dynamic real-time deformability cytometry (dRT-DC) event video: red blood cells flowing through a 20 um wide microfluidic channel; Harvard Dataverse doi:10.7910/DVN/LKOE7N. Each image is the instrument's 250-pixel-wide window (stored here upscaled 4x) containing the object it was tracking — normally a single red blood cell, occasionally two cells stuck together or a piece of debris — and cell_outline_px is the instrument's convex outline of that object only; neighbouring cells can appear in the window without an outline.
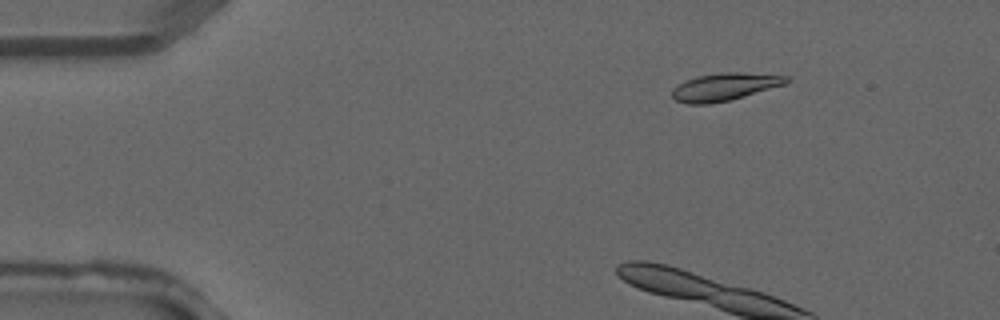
{"species": "common noctule bat (a hibernating species)", "species_latin": "Nyctalus noctula", "temperature_condition": "warm", "stored_images_in_passage": 4, "camera_frame_rate_fps": 3000, "um_per_image_px": 0.085, "animal": {"sex": "male", "forearm_length_mm": 52.5}, "frame": {"image": 1, "passage_image": 1, "time_ms": 0.0, "image_size_px": [1000, 320], "cell_outline_px": [[792, 80], [784, 84], [728, 100], [708, 104], [688, 104], [676, 100], [672, 96], [672, 88], [676, 84], [684, 80], [696, 76], [720, 72], [740, 72], [788, 76]], "centroid_in_image_um": [61.53, 7.36], "position_along_channel_um": 23.5, "area_um2": 18.26}}